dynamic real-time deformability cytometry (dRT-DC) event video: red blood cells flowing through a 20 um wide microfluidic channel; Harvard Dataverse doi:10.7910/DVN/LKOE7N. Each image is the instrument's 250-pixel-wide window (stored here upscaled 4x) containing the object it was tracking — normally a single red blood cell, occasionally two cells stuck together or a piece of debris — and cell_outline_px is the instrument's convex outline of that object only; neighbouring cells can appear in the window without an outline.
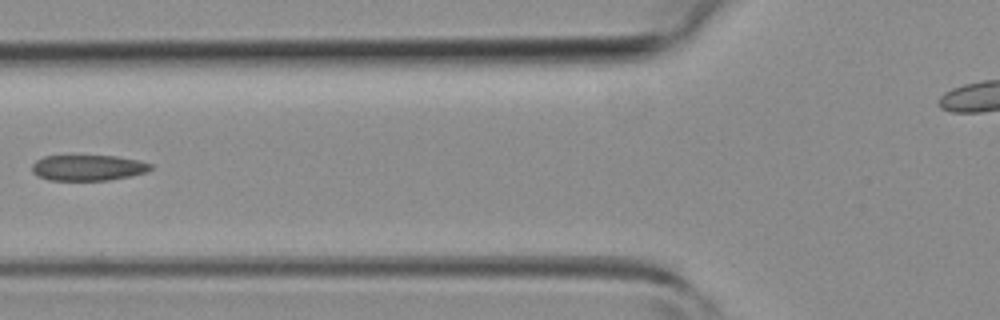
{"species": "common noctule bat (a hibernating species)", "species_latin": "Nyctalus noctula", "temperature_condition": "room temperature", "stored_images_in_passage": 3, "camera_frame_rate_fps": 3000, "um_per_image_px": 0.085, "animal": {"sex": "female", "body_mass_g": 19.3, "forearm_length_mm": 54.1}, "frame": {"image": 1, "passage_image": 3, "time_ms": 2.333, "image_size_px": [1000, 320], "cell_outline_px": [[152, 168], [148, 172], [108, 180], [48, 180], [36, 176], [32, 172], [32, 164], [36, 160], [44, 156], [116, 156], [140, 160], [152, 164]], "centroid_in_image_um": [7.47, 14.26], "position_along_channel_um": 118.3, "area_um2": 17.86}}